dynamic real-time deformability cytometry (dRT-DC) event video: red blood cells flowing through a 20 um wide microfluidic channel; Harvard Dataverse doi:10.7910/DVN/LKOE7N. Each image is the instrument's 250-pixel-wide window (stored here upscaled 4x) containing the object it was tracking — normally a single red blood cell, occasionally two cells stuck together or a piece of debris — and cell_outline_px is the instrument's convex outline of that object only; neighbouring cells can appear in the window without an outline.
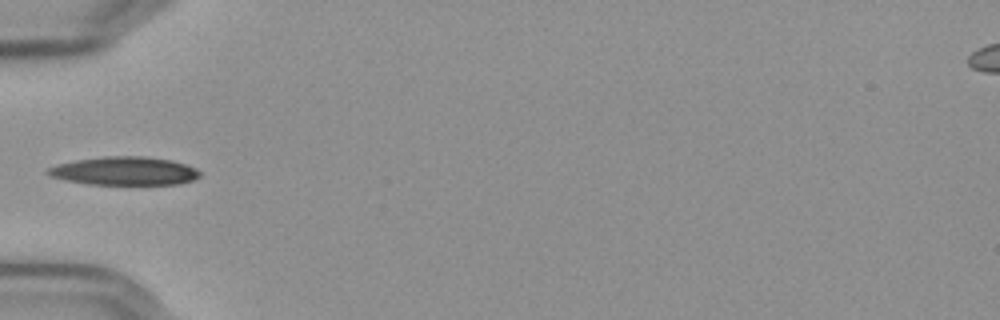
{"species": "Egyptian fruit bat (a non-hibernating species)", "species_latin": "Rousettus aegyptiacus", "temperature_condition": "cold", "stored_images_in_passage": 38, "camera_frame_rate_fps": 3000, "um_per_image_px": 0.085, "frame": {"image": 1, "passage_image": 1, "time_ms": 0.0, "image_size_px": [1000, 320], "cell_outline_px": [[200, 176], [192, 180], [180, 184], [88, 184], [68, 180], [52, 176], [44, 172], [48, 168], [56, 164], [76, 160], [104, 156], [144, 156], [172, 160], [196, 168], [200, 172]], "centroid_in_image_um": [10.58, 14.52], "position_along_channel_um": 74.4, "area_um2": 25.03}}
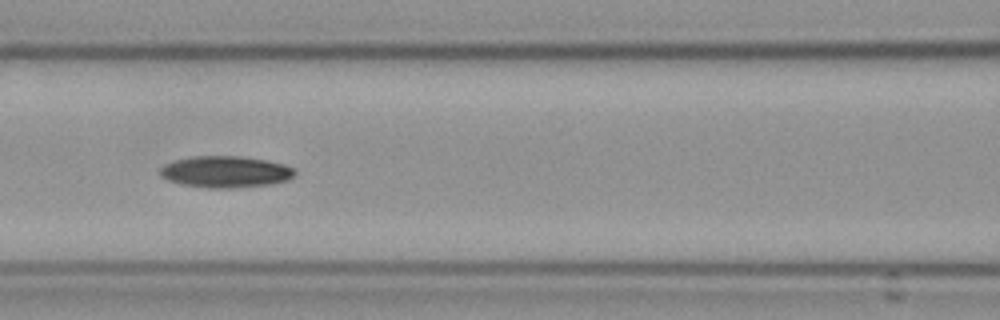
{"frame": {"image": 2, "passage_image": 7, "time_ms": 2.0, "image_size_px": [1000, 320], "cell_outline_px": [[296, 172], [288, 180], [268, 184], [240, 188], [208, 188], [180, 184], [168, 180], [160, 176], [160, 168], [164, 164], [176, 160], [192, 156], [240, 156], [268, 160], [284, 164], [296, 168]], "centroid_in_image_um": [19.18, 14.6], "position_along_channel_um": 147.4, "area_um2": 24.97}}
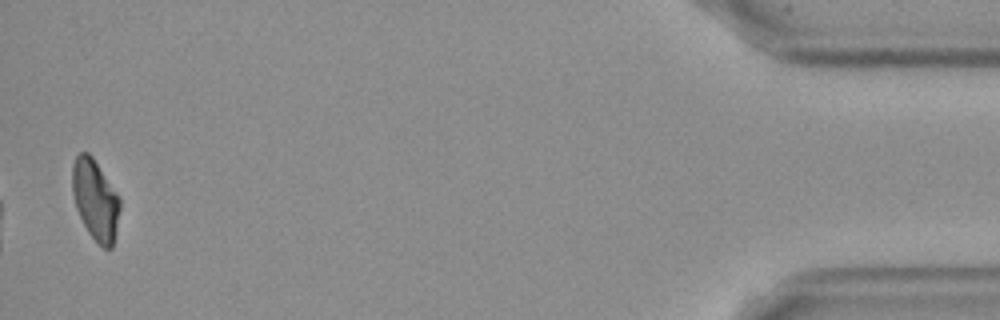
{"frame": {"image": 3, "passage_image": 37, "time_ms": 12.0, "image_size_px": [1000, 320], "cell_outline_px": [[120, 208], [112, 248], [104, 248], [88, 232], [76, 208], [72, 192], [72, 164], [76, 156], [80, 152], [88, 152], [92, 156], [120, 196]], "centroid_in_image_um": [8.1, 16.94], "position_along_channel_um": 427.1, "area_um2": 22.2}, "authors_computed_cell_mechanics": {"area_um2": 23.9003, "velocity_mm_per_s": 3.6096, "shape_relaxation_time_tau1_ms": 4.0608, "shape_relaxation_time_tau2_ms": null, "deformation_change_tau1": 0.1284, "deformation_change_tau2": null}}